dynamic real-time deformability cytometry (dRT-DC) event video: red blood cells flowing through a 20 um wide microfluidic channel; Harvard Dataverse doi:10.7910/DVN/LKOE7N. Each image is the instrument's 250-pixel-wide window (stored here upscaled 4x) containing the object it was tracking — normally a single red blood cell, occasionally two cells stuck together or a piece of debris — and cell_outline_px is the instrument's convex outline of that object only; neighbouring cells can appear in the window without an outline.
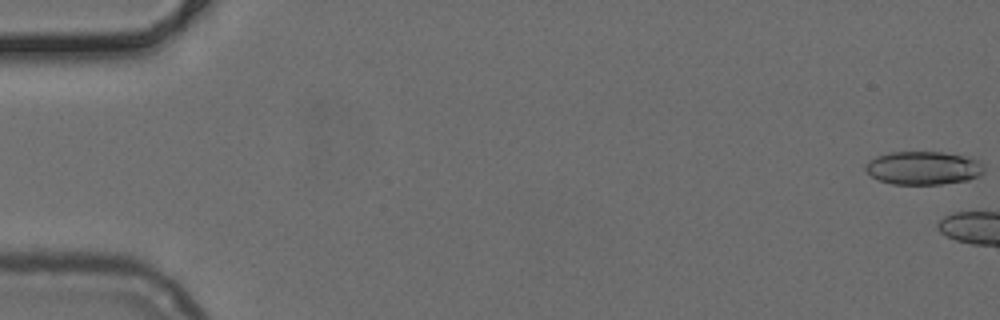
{"species": "common noctule bat (a hibernating species)", "species_latin": "Nyctalus noctula", "temperature_condition": "cold", "stored_images_in_passage": 4, "camera_frame_rate_fps": 3000, "um_per_image_px": 0.085, "animal": {"sex": "female", "body_mass_g": 24.6, "forearm_length_mm": 56.2}, "frame": {"image": 1, "passage_image": 1, "time_ms": 0.0, "image_size_px": [1000, 320], "cell_outline_px": [[984, 172], [980, 176], [968, 180], [940, 184], [892, 184], [880, 180], [872, 176], [864, 168], [864, 164], [868, 160], [876, 156], [888, 152], [944, 152], [964, 156], [980, 160], [984, 164]], "centroid_in_image_um": [78.5, 14.27], "position_along_channel_um": 6.5, "area_um2": 23.24}}